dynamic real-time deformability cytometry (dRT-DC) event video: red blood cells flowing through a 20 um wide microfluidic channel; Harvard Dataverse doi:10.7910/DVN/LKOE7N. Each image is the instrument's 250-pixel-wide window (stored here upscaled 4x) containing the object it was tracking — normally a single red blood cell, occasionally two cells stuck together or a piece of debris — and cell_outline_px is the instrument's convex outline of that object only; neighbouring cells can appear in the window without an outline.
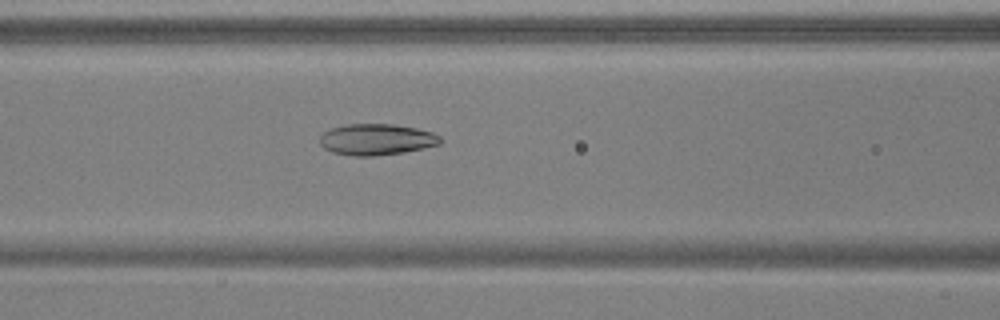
{"species": "common noctule bat (a hibernating species)", "species_latin": "Nyctalus noctula", "temperature_condition": "warm", "stored_images_in_passage": 53, "camera_frame_rate_fps": 3000, "um_per_image_px": 0.085, "animal": {"sex": "male", "body_mass_g": 17.9, "forearm_length_mm": 54.2}, "frame": {"image": 1, "passage_image": 23, "time_ms": 7.333, "image_size_px": [1000, 320], "cell_outline_px": [[444, 140], [440, 144], [424, 148], [404, 152], [372, 156], [352, 156], [332, 152], [324, 148], [320, 144], [320, 136], [324, 132], [332, 128], [348, 124], [392, 124], [416, 128], [432, 132], [440, 136]], "centroid_in_image_um": [32.02, 11.86], "position_along_channel_um": 134.6, "area_um2": 21.96}}
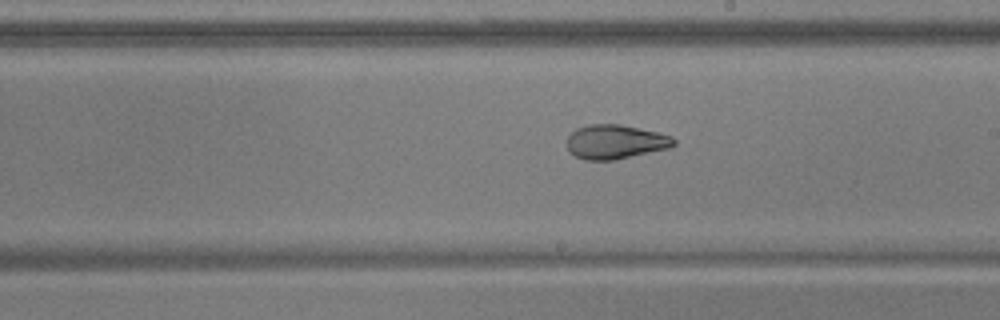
{"frame": {"image": 2, "passage_image": 31, "time_ms": 10.0, "image_size_px": [1000, 320], "cell_outline_px": [[676, 144], [672, 148], [616, 160], [584, 160], [568, 152], [568, 136], [576, 128], [588, 124], [620, 124], [656, 132], [672, 136], [676, 140]], "centroid_in_image_um": [52.33, 12.07], "position_along_channel_um": 236.7, "area_um2": 21.56}}
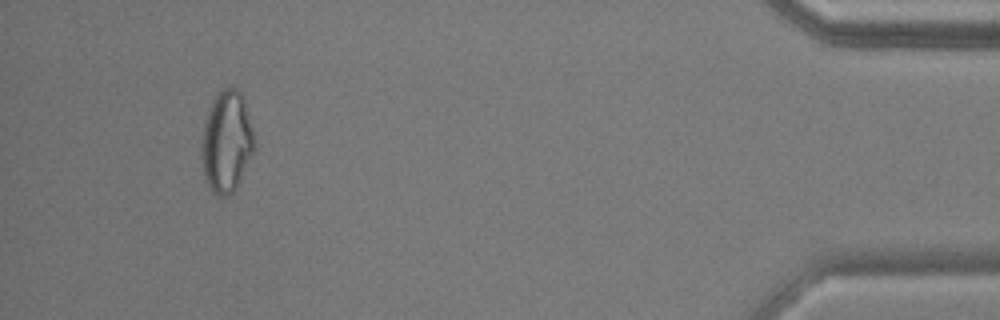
{"frame": {"image": 3, "passage_image": 50, "time_ms": 16.333, "image_size_px": [1000, 320], "cell_outline_px": [[256, 144], [240, 180], [236, 188], [228, 196], [216, 196], [212, 192], [204, 176], [200, 156], [204, 120], [212, 100], [216, 92], [224, 88], [236, 88], [244, 96]], "centroid_in_image_um": [19.24, 12.03], "position_along_channel_um": 416.0, "area_um2": 31.5}, "authors_computed_cell_mechanics": {"area_um2": 25.6054, "velocity_mm_per_s": 3.8333, "shape_relaxation_time_tau1_ms": 5.7903, "shape_relaxation_time_tau2_ms": 2.0341, "deformation_change_tau1": 0.1871, "deformation_change_tau2": 0.0773}}